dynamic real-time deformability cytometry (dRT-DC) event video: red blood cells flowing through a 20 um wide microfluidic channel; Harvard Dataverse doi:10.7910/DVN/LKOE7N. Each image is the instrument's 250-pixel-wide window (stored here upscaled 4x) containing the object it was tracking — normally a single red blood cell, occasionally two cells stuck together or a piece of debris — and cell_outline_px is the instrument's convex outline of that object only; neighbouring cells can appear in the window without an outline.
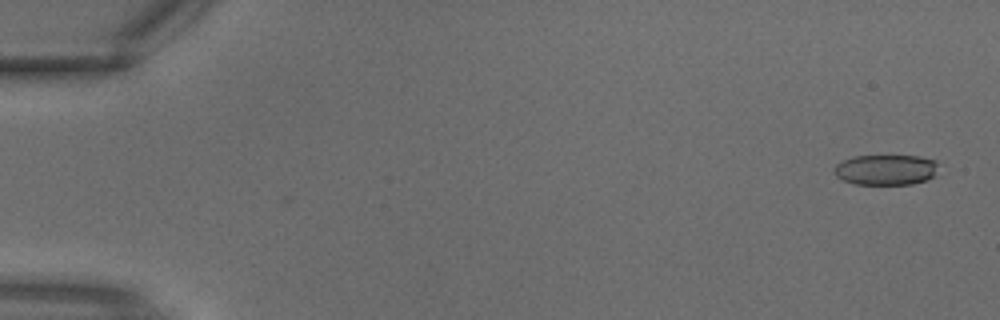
{"species": "common noctule bat (a hibernating species)", "species_latin": "Nyctalus noctula", "temperature_condition": "warm", "stored_images_in_passage": 2, "camera_frame_rate_fps": 3000, "um_per_image_px": 0.085, "animal": {"sex": "male", "body_mass_g": 18.8}, "frame": {"image": 1, "passage_image": 1, "time_ms": 0.0, "image_size_px": [1000, 320], "cell_outline_px": [[936, 176], [928, 180], [912, 184], [856, 184], [844, 180], [836, 176], [836, 164], [852, 156], [920, 156], [936, 160]], "centroid_in_image_um": [75.35, 14.43], "position_along_channel_um": 9.7, "area_um2": 18.44}}